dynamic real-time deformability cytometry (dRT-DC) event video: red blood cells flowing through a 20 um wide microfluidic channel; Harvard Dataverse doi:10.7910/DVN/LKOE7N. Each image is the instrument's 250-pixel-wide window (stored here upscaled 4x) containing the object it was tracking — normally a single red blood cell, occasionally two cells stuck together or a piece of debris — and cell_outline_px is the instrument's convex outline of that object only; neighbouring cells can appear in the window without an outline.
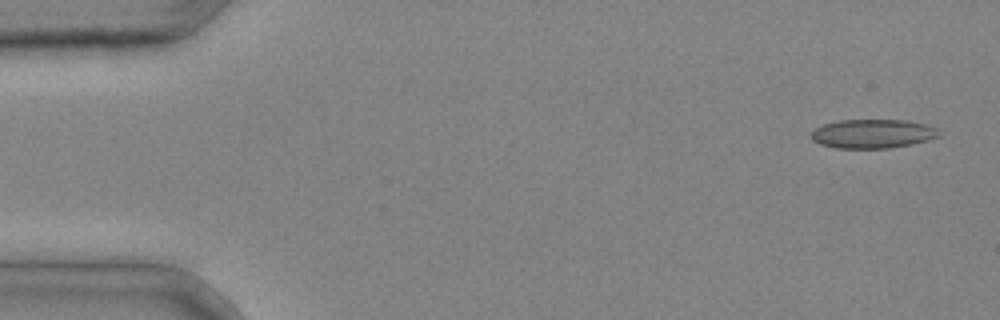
{"species": "common noctule bat (a hibernating species)", "species_latin": "Nyctalus noctula", "temperature_condition": "cold", "stored_images_in_passage": 4, "camera_frame_rate_fps": 3000, "um_per_image_px": 0.085, "animal": {"sex": "male", "body_mass_g": 20.4}, "frame": {"image": 1, "passage_image": 1, "time_ms": 0.0, "image_size_px": [1000, 320], "cell_outline_px": [[940, 136], [928, 140], [912, 144], [888, 148], [836, 148], [820, 144], [812, 140], [808, 136], [816, 128], [824, 124], [840, 120], [908, 120], [924, 124], [936, 128]], "centroid_in_image_um": [74.15, 11.37], "position_along_channel_um": 10.8, "area_um2": 21.56}}
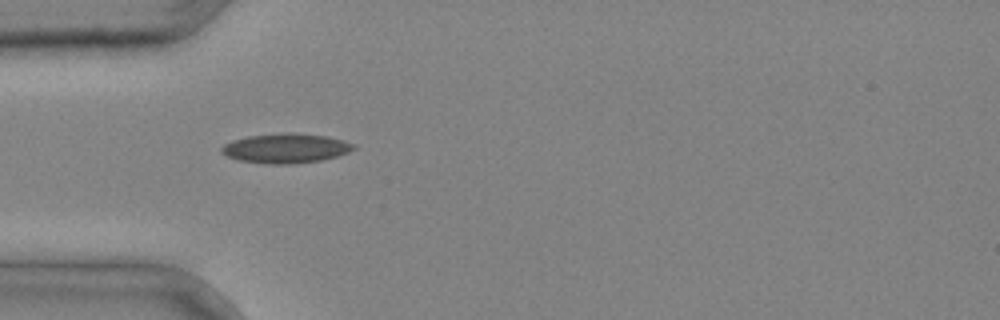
{"frame": {"image": 2, "passage_image": 4, "time_ms": 1.0, "image_size_px": [1000, 320], "cell_outline_px": [[356, 148], [348, 152], [336, 156], [320, 160], [292, 164], [272, 164], [240, 160], [228, 156], [220, 152], [220, 148], [224, 144], [232, 140], [248, 136], [288, 132], [328, 136], [344, 140], [356, 144]], "centroid_in_image_um": [24.31, 12.59], "position_along_channel_um": 60.7, "area_um2": 22.72}}